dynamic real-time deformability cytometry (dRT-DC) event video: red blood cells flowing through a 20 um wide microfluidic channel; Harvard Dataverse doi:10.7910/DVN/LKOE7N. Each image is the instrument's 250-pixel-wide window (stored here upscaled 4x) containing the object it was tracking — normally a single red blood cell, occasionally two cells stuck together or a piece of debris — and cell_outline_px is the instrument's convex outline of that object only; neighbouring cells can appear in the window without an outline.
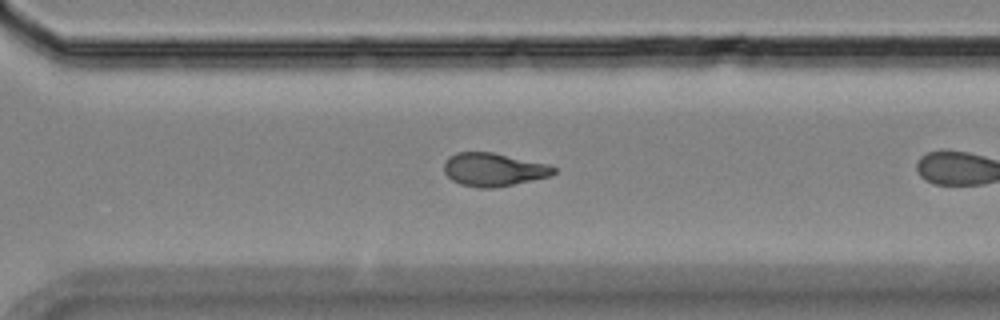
{"species": "Egyptian fruit bat (a non-hibernating species)", "species_latin": "Rousettus aegyptiacus", "temperature_condition": "room temperature", "stored_images_in_passage": 27, "camera_frame_rate_fps": 3000, "um_per_image_px": 0.085, "animal": {"sex": "female"}, "frame": {"image": 1, "passage_image": 23, "time_ms": 7.333, "image_size_px": [1000, 320], "cell_outline_px": [[556, 172], [548, 176], [496, 188], [480, 188], [460, 184], [452, 180], [444, 172], [444, 164], [448, 156], [456, 152], [492, 152], [548, 164], [556, 168]], "centroid_in_image_um": [41.92, 14.41], "position_along_channel_um": 328.7, "area_um2": 21.15}}